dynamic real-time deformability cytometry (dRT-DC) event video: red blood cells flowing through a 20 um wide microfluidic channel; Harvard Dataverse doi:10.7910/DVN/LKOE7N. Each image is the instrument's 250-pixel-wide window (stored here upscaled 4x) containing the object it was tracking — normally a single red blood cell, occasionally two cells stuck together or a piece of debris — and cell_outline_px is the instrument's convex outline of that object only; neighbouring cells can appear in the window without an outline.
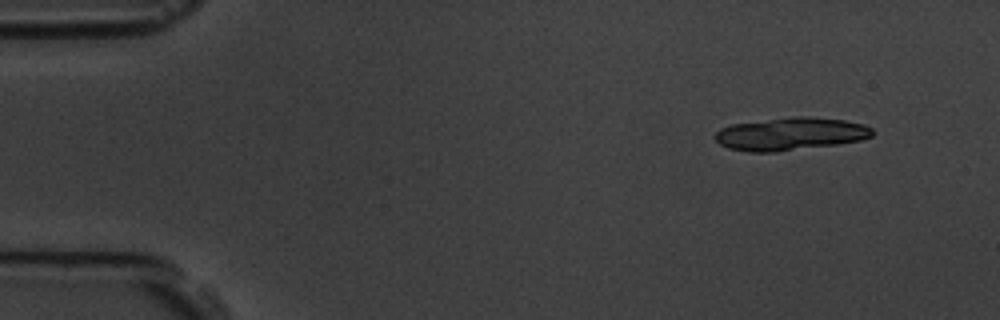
{"species": "common noctule bat (a hibernating species)", "species_latin": "Nyctalus noctula", "temperature_condition": "room temperature", "stored_images_in_passage": 5, "camera_frame_rate_fps": 3000, "um_per_image_px": 0.085, "animal": {"sex": "male", "body_mass_g": 19.5, "forearm_length_mm": 54.6}, "frame": {"image": 1, "passage_image": 2, "time_ms": 1.0, "image_size_px": [1000, 320], "cell_outline_px": [[876, 132], [872, 136], [860, 140], [836, 144], [776, 152], [748, 152], [728, 148], [720, 144], [712, 136], [720, 128], [732, 124], [792, 116], [812, 116], [844, 120], [864, 124], [872, 128]], "centroid_in_image_um": [67.19, 11.37], "position_along_channel_um": 17.8, "area_um2": 30.29}}